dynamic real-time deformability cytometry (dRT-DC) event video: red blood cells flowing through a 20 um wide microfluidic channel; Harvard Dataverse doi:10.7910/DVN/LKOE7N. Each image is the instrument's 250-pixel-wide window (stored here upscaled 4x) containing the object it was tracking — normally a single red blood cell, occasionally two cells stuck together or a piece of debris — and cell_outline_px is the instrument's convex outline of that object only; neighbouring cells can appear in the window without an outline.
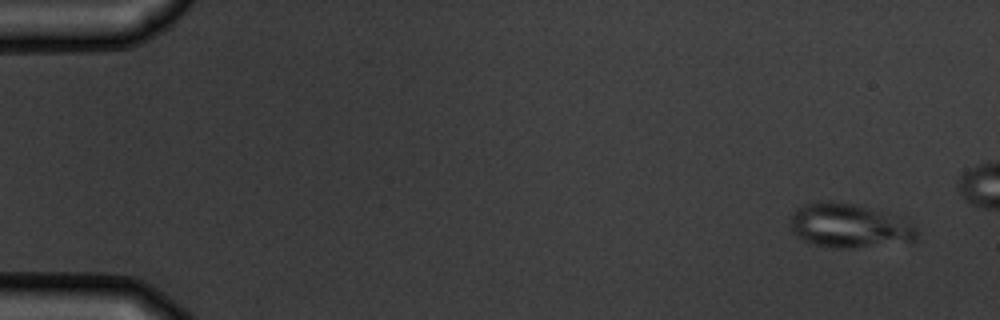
{"species": "common noctule bat (a hibernating species)", "species_latin": "Nyctalus noctula", "temperature_condition": "warm", "stored_images_in_passage": 5, "camera_frame_rate_fps": 3000, "um_per_image_px": 0.085, "animal": {"sex": "male", "body_mass_g": 19.5, "forearm_length_mm": 54.6}, "frame": {"image": 1, "passage_image": 1, "time_ms": 0.0, "image_size_px": [1000, 320], "cell_outline_px": [[916, 240], [912, 244], [856, 248], [832, 248], [812, 244], [796, 236], [792, 232], [788, 224], [792, 216], [804, 204], [828, 200], [832, 200], [856, 204], [908, 216], [916, 224]], "centroid_in_image_um": [72.34, 19.2], "position_along_channel_um": 12.7, "area_um2": 34.16}}